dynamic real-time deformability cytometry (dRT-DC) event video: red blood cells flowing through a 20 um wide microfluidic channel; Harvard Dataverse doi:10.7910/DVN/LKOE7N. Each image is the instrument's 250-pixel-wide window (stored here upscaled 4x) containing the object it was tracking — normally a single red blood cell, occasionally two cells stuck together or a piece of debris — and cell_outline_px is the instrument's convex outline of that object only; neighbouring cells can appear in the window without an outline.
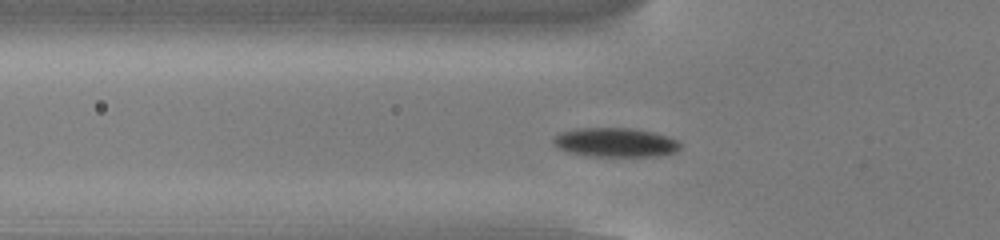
{"species": "common noctule bat (a hibernating species)", "species_latin": "Nyctalus noctula", "temperature_condition": "cold", "stored_images_in_passage": 44, "camera_frame_rate_fps": 3000, "um_per_image_px": 0.085, "animal": {"sex": "male", "body_mass_g": 13.0, "forearm_length_mm": 53.1}, "frame": {"image": 1, "passage_image": 9, "time_ms": 2.667, "image_size_px": [1000, 240], "cell_outline_px": [[680, 148], [676, 152], [660, 156], [588, 156], [568, 152], [560, 148], [552, 140], [556, 136], [564, 132], [576, 128], [632, 128], [656, 132], [668, 136], [676, 140], [680, 144]], "centroid_in_image_um": [52.37, 12.11], "position_along_channel_um": 73.4, "area_um2": 21.5}}
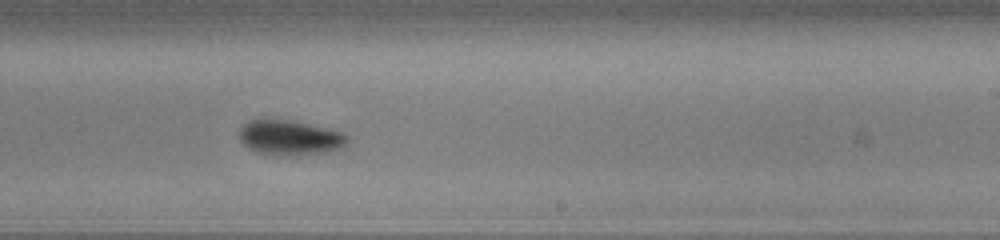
{"frame": {"image": 2, "passage_image": 24, "time_ms": 7.667, "image_size_px": [1000, 240], "cell_outline_px": [[348, 140], [340, 148], [328, 152], [288, 156], [280, 156], [256, 152], [248, 148], [240, 140], [236, 132], [248, 120], [288, 120], [328, 128], [344, 132], [348, 136]], "centroid_in_image_um": [24.61, 11.71], "position_along_channel_um": 264.4, "area_um2": 22.14}}
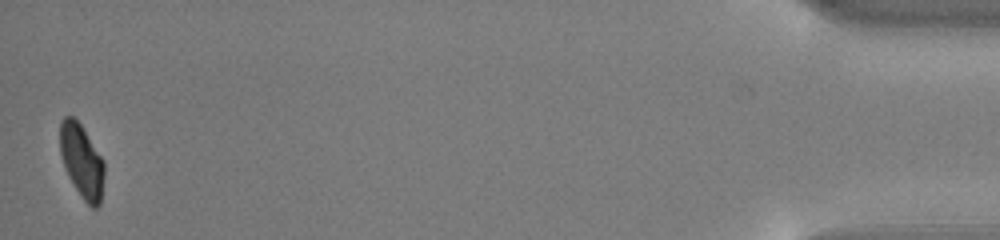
{"frame": {"image": 3, "passage_image": 44, "time_ms": 14.333, "image_size_px": [1000, 240], "cell_outline_px": [[104, 176], [100, 204], [96, 208], [92, 208], [84, 200], [68, 176], [64, 168], [60, 152], [60, 120], [64, 116], [72, 116], [80, 124], [104, 160]], "centroid_in_image_um": [6.94, 13.69], "position_along_channel_um": 428.3, "area_um2": 18.9}, "authors_computed_cell_mechanics": {"area_um2": 21.3571, "velocity_mm_per_s": 3.8267, "shape_relaxation_time_tau1_ms": 2.2094, "shape_relaxation_time_tau2_ms": null, "deformation_change_tau1": 0.1118, "deformation_change_tau2": null}}